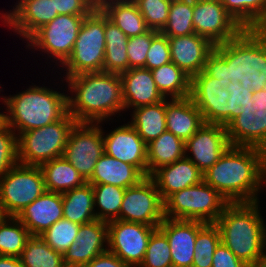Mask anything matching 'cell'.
Instances as JSON below:
<instances>
[{
    "mask_svg": "<svg viewBox=\"0 0 266 267\" xmlns=\"http://www.w3.org/2000/svg\"><path fill=\"white\" fill-rule=\"evenodd\" d=\"M47 86H29L27 90L1 100L6 111L1 119L17 134L38 129L61 120L68 113V93Z\"/></svg>",
    "mask_w": 266,
    "mask_h": 267,
    "instance_id": "obj_5",
    "label": "cell"
},
{
    "mask_svg": "<svg viewBox=\"0 0 266 267\" xmlns=\"http://www.w3.org/2000/svg\"><path fill=\"white\" fill-rule=\"evenodd\" d=\"M146 176L135 166L103 154L95 165L90 184H110L124 189L139 184Z\"/></svg>",
    "mask_w": 266,
    "mask_h": 267,
    "instance_id": "obj_27",
    "label": "cell"
},
{
    "mask_svg": "<svg viewBox=\"0 0 266 267\" xmlns=\"http://www.w3.org/2000/svg\"><path fill=\"white\" fill-rule=\"evenodd\" d=\"M129 123L141 139L149 144L157 139L166 128V98L156 104L134 108Z\"/></svg>",
    "mask_w": 266,
    "mask_h": 267,
    "instance_id": "obj_31",
    "label": "cell"
},
{
    "mask_svg": "<svg viewBox=\"0 0 266 267\" xmlns=\"http://www.w3.org/2000/svg\"><path fill=\"white\" fill-rule=\"evenodd\" d=\"M68 113L77 123H103L124 111L120 74L85 72L65 77Z\"/></svg>",
    "mask_w": 266,
    "mask_h": 267,
    "instance_id": "obj_3",
    "label": "cell"
},
{
    "mask_svg": "<svg viewBox=\"0 0 266 267\" xmlns=\"http://www.w3.org/2000/svg\"><path fill=\"white\" fill-rule=\"evenodd\" d=\"M161 33L167 37L195 33L193 27V0H172L167 24Z\"/></svg>",
    "mask_w": 266,
    "mask_h": 267,
    "instance_id": "obj_39",
    "label": "cell"
},
{
    "mask_svg": "<svg viewBox=\"0 0 266 267\" xmlns=\"http://www.w3.org/2000/svg\"><path fill=\"white\" fill-rule=\"evenodd\" d=\"M17 218L32 236H40L51 225L63 218L62 194L46 190L27 205Z\"/></svg>",
    "mask_w": 266,
    "mask_h": 267,
    "instance_id": "obj_24",
    "label": "cell"
},
{
    "mask_svg": "<svg viewBox=\"0 0 266 267\" xmlns=\"http://www.w3.org/2000/svg\"><path fill=\"white\" fill-rule=\"evenodd\" d=\"M228 204L226 198L202 181L171 194L164 201V216L215 223Z\"/></svg>",
    "mask_w": 266,
    "mask_h": 267,
    "instance_id": "obj_8",
    "label": "cell"
},
{
    "mask_svg": "<svg viewBox=\"0 0 266 267\" xmlns=\"http://www.w3.org/2000/svg\"><path fill=\"white\" fill-rule=\"evenodd\" d=\"M63 218L79 225L97 220L92 185H84L62 194Z\"/></svg>",
    "mask_w": 266,
    "mask_h": 267,
    "instance_id": "obj_30",
    "label": "cell"
},
{
    "mask_svg": "<svg viewBox=\"0 0 266 267\" xmlns=\"http://www.w3.org/2000/svg\"><path fill=\"white\" fill-rule=\"evenodd\" d=\"M102 135L105 154L137 167L148 177L147 144L129 121L106 135L102 129Z\"/></svg>",
    "mask_w": 266,
    "mask_h": 267,
    "instance_id": "obj_18",
    "label": "cell"
},
{
    "mask_svg": "<svg viewBox=\"0 0 266 267\" xmlns=\"http://www.w3.org/2000/svg\"><path fill=\"white\" fill-rule=\"evenodd\" d=\"M203 181L229 203L259 201V192L266 186V151L256 147L230 146L203 173Z\"/></svg>",
    "mask_w": 266,
    "mask_h": 267,
    "instance_id": "obj_2",
    "label": "cell"
},
{
    "mask_svg": "<svg viewBox=\"0 0 266 267\" xmlns=\"http://www.w3.org/2000/svg\"><path fill=\"white\" fill-rule=\"evenodd\" d=\"M230 146L226 127L204 123L185 142V157L190 159L202 173H205Z\"/></svg>",
    "mask_w": 266,
    "mask_h": 267,
    "instance_id": "obj_17",
    "label": "cell"
},
{
    "mask_svg": "<svg viewBox=\"0 0 266 267\" xmlns=\"http://www.w3.org/2000/svg\"><path fill=\"white\" fill-rule=\"evenodd\" d=\"M106 251H108V222L97 219L80 225L78 237L63 254L64 264L66 267H84Z\"/></svg>",
    "mask_w": 266,
    "mask_h": 267,
    "instance_id": "obj_20",
    "label": "cell"
},
{
    "mask_svg": "<svg viewBox=\"0 0 266 267\" xmlns=\"http://www.w3.org/2000/svg\"><path fill=\"white\" fill-rule=\"evenodd\" d=\"M76 123L67 113L52 124L21 133L17 137L19 164L40 166L63 156L69 133Z\"/></svg>",
    "mask_w": 266,
    "mask_h": 267,
    "instance_id": "obj_7",
    "label": "cell"
},
{
    "mask_svg": "<svg viewBox=\"0 0 266 267\" xmlns=\"http://www.w3.org/2000/svg\"><path fill=\"white\" fill-rule=\"evenodd\" d=\"M165 201L171 194L203 181V173L187 157L155 170L149 176Z\"/></svg>",
    "mask_w": 266,
    "mask_h": 267,
    "instance_id": "obj_25",
    "label": "cell"
},
{
    "mask_svg": "<svg viewBox=\"0 0 266 267\" xmlns=\"http://www.w3.org/2000/svg\"><path fill=\"white\" fill-rule=\"evenodd\" d=\"M86 16L88 15H57L27 40V47L41 50L48 58H54L52 62L56 60L55 64L62 66L72 54Z\"/></svg>",
    "mask_w": 266,
    "mask_h": 267,
    "instance_id": "obj_10",
    "label": "cell"
},
{
    "mask_svg": "<svg viewBox=\"0 0 266 267\" xmlns=\"http://www.w3.org/2000/svg\"><path fill=\"white\" fill-rule=\"evenodd\" d=\"M46 191L39 166L17 164L0 178V201L6 216L21 211Z\"/></svg>",
    "mask_w": 266,
    "mask_h": 267,
    "instance_id": "obj_9",
    "label": "cell"
},
{
    "mask_svg": "<svg viewBox=\"0 0 266 267\" xmlns=\"http://www.w3.org/2000/svg\"><path fill=\"white\" fill-rule=\"evenodd\" d=\"M150 30L161 32L167 24L172 0H134Z\"/></svg>",
    "mask_w": 266,
    "mask_h": 267,
    "instance_id": "obj_43",
    "label": "cell"
},
{
    "mask_svg": "<svg viewBox=\"0 0 266 267\" xmlns=\"http://www.w3.org/2000/svg\"><path fill=\"white\" fill-rule=\"evenodd\" d=\"M120 79L124 111L156 104L165 99L156 87L151 70L147 68H130L120 74Z\"/></svg>",
    "mask_w": 266,
    "mask_h": 267,
    "instance_id": "obj_23",
    "label": "cell"
},
{
    "mask_svg": "<svg viewBox=\"0 0 266 267\" xmlns=\"http://www.w3.org/2000/svg\"><path fill=\"white\" fill-rule=\"evenodd\" d=\"M105 57L103 72L121 74L128 70V37L105 15Z\"/></svg>",
    "mask_w": 266,
    "mask_h": 267,
    "instance_id": "obj_33",
    "label": "cell"
},
{
    "mask_svg": "<svg viewBox=\"0 0 266 267\" xmlns=\"http://www.w3.org/2000/svg\"><path fill=\"white\" fill-rule=\"evenodd\" d=\"M158 227L119 219L108 222V251L129 267L142 263L151 234Z\"/></svg>",
    "mask_w": 266,
    "mask_h": 267,
    "instance_id": "obj_13",
    "label": "cell"
},
{
    "mask_svg": "<svg viewBox=\"0 0 266 267\" xmlns=\"http://www.w3.org/2000/svg\"><path fill=\"white\" fill-rule=\"evenodd\" d=\"M0 267H23L19 257L0 256Z\"/></svg>",
    "mask_w": 266,
    "mask_h": 267,
    "instance_id": "obj_51",
    "label": "cell"
},
{
    "mask_svg": "<svg viewBox=\"0 0 266 267\" xmlns=\"http://www.w3.org/2000/svg\"><path fill=\"white\" fill-rule=\"evenodd\" d=\"M54 5L58 15H89L98 0H54Z\"/></svg>",
    "mask_w": 266,
    "mask_h": 267,
    "instance_id": "obj_48",
    "label": "cell"
},
{
    "mask_svg": "<svg viewBox=\"0 0 266 267\" xmlns=\"http://www.w3.org/2000/svg\"><path fill=\"white\" fill-rule=\"evenodd\" d=\"M47 191L65 193L84 185L87 181L63 156L41 164Z\"/></svg>",
    "mask_w": 266,
    "mask_h": 267,
    "instance_id": "obj_29",
    "label": "cell"
},
{
    "mask_svg": "<svg viewBox=\"0 0 266 267\" xmlns=\"http://www.w3.org/2000/svg\"><path fill=\"white\" fill-rule=\"evenodd\" d=\"M212 267H249L243 261L239 260L234 253L222 242L216 247Z\"/></svg>",
    "mask_w": 266,
    "mask_h": 267,
    "instance_id": "obj_49",
    "label": "cell"
},
{
    "mask_svg": "<svg viewBox=\"0 0 266 267\" xmlns=\"http://www.w3.org/2000/svg\"><path fill=\"white\" fill-rule=\"evenodd\" d=\"M243 29H266V0H220Z\"/></svg>",
    "mask_w": 266,
    "mask_h": 267,
    "instance_id": "obj_35",
    "label": "cell"
},
{
    "mask_svg": "<svg viewBox=\"0 0 266 267\" xmlns=\"http://www.w3.org/2000/svg\"><path fill=\"white\" fill-rule=\"evenodd\" d=\"M151 72L164 98L182 99L191 95V78L173 62L154 68Z\"/></svg>",
    "mask_w": 266,
    "mask_h": 267,
    "instance_id": "obj_34",
    "label": "cell"
},
{
    "mask_svg": "<svg viewBox=\"0 0 266 267\" xmlns=\"http://www.w3.org/2000/svg\"><path fill=\"white\" fill-rule=\"evenodd\" d=\"M205 224L198 220L163 219L158 228L169 241L173 267H192L196 236Z\"/></svg>",
    "mask_w": 266,
    "mask_h": 267,
    "instance_id": "obj_21",
    "label": "cell"
},
{
    "mask_svg": "<svg viewBox=\"0 0 266 267\" xmlns=\"http://www.w3.org/2000/svg\"><path fill=\"white\" fill-rule=\"evenodd\" d=\"M204 71L225 88L240 82L251 91L266 90V29H244L236 38L215 45Z\"/></svg>",
    "mask_w": 266,
    "mask_h": 267,
    "instance_id": "obj_1",
    "label": "cell"
},
{
    "mask_svg": "<svg viewBox=\"0 0 266 267\" xmlns=\"http://www.w3.org/2000/svg\"><path fill=\"white\" fill-rule=\"evenodd\" d=\"M158 31L148 30L147 32L128 38V70L130 68H145L147 53L151 46L152 39Z\"/></svg>",
    "mask_w": 266,
    "mask_h": 267,
    "instance_id": "obj_45",
    "label": "cell"
},
{
    "mask_svg": "<svg viewBox=\"0 0 266 267\" xmlns=\"http://www.w3.org/2000/svg\"><path fill=\"white\" fill-rule=\"evenodd\" d=\"M18 163L17 133L0 119V178Z\"/></svg>",
    "mask_w": 266,
    "mask_h": 267,
    "instance_id": "obj_44",
    "label": "cell"
},
{
    "mask_svg": "<svg viewBox=\"0 0 266 267\" xmlns=\"http://www.w3.org/2000/svg\"><path fill=\"white\" fill-rule=\"evenodd\" d=\"M171 62L168 37L159 32L151 42L147 53L145 68L152 70Z\"/></svg>",
    "mask_w": 266,
    "mask_h": 267,
    "instance_id": "obj_47",
    "label": "cell"
},
{
    "mask_svg": "<svg viewBox=\"0 0 266 267\" xmlns=\"http://www.w3.org/2000/svg\"><path fill=\"white\" fill-rule=\"evenodd\" d=\"M6 217V214L4 213V210L2 208V204L0 201V221Z\"/></svg>",
    "mask_w": 266,
    "mask_h": 267,
    "instance_id": "obj_52",
    "label": "cell"
},
{
    "mask_svg": "<svg viewBox=\"0 0 266 267\" xmlns=\"http://www.w3.org/2000/svg\"><path fill=\"white\" fill-rule=\"evenodd\" d=\"M164 218V201L149 176L125 189L119 220L158 227Z\"/></svg>",
    "mask_w": 266,
    "mask_h": 267,
    "instance_id": "obj_12",
    "label": "cell"
},
{
    "mask_svg": "<svg viewBox=\"0 0 266 267\" xmlns=\"http://www.w3.org/2000/svg\"><path fill=\"white\" fill-rule=\"evenodd\" d=\"M13 10L0 13L4 24L27 40L57 15L54 0H18Z\"/></svg>",
    "mask_w": 266,
    "mask_h": 267,
    "instance_id": "obj_19",
    "label": "cell"
},
{
    "mask_svg": "<svg viewBox=\"0 0 266 267\" xmlns=\"http://www.w3.org/2000/svg\"><path fill=\"white\" fill-rule=\"evenodd\" d=\"M80 225L62 218L51 225L40 237L55 251L64 254L78 237Z\"/></svg>",
    "mask_w": 266,
    "mask_h": 267,
    "instance_id": "obj_41",
    "label": "cell"
},
{
    "mask_svg": "<svg viewBox=\"0 0 266 267\" xmlns=\"http://www.w3.org/2000/svg\"><path fill=\"white\" fill-rule=\"evenodd\" d=\"M19 259L23 267H66L63 255L52 249L40 236H30Z\"/></svg>",
    "mask_w": 266,
    "mask_h": 267,
    "instance_id": "obj_36",
    "label": "cell"
},
{
    "mask_svg": "<svg viewBox=\"0 0 266 267\" xmlns=\"http://www.w3.org/2000/svg\"><path fill=\"white\" fill-rule=\"evenodd\" d=\"M168 41L171 62L191 79L204 70L207 57L215 49V45L211 41L196 33L168 37Z\"/></svg>",
    "mask_w": 266,
    "mask_h": 267,
    "instance_id": "obj_22",
    "label": "cell"
},
{
    "mask_svg": "<svg viewBox=\"0 0 266 267\" xmlns=\"http://www.w3.org/2000/svg\"><path fill=\"white\" fill-rule=\"evenodd\" d=\"M255 267H266V259H264L263 261H261L257 266Z\"/></svg>",
    "mask_w": 266,
    "mask_h": 267,
    "instance_id": "obj_53",
    "label": "cell"
},
{
    "mask_svg": "<svg viewBox=\"0 0 266 267\" xmlns=\"http://www.w3.org/2000/svg\"><path fill=\"white\" fill-rule=\"evenodd\" d=\"M98 7L128 38L149 30L134 0H98Z\"/></svg>",
    "mask_w": 266,
    "mask_h": 267,
    "instance_id": "obj_28",
    "label": "cell"
},
{
    "mask_svg": "<svg viewBox=\"0 0 266 267\" xmlns=\"http://www.w3.org/2000/svg\"><path fill=\"white\" fill-rule=\"evenodd\" d=\"M105 14L97 6L83 20L71 56L61 66L65 77L102 72L105 57Z\"/></svg>",
    "mask_w": 266,
    "mask_h": 267,
    "instance_id": "obj_6",
    "label": "cell"
},
{
    "mask_svg": "<svg viewBox=\"0 0 266 267\" xmlns=\"http://www.w3.org/2000/svg\"><path fill=\"white\" fill-rule=\"evenodd\" d=\"M203 124L202 114L190 96L182 99L166 98L167 131L186 142Z\"/></svg>",
    "mask_w": 266,
    "mask_h": 267,
    "instance_id": "obj_26",
    "label": "cell"
},
{
    "mask_svg": "<svg viewBox=\"0 0 266 267\" xmlns=\"http://www.w3.org/2000/svg\"><path fill=\"white\" fill-rule=\"evenodd\" d=\"M139 267H173L169 241L159 228L151 234L144 259Z\"/></svg>",
    "mask_w": 266,
    "mask_h": 267,
    "instance_id": "obj_42",
    "label": "cell"
},
{
    "mask_svg": "<svg viewBox=\"0 0 266 267\" xmlns=\"http://www.w3.org/2000/svg\"><path fill=\"white\" fill-rule=\"evenodd\" d=\"M185 157V142L169 131L147 144L148 176L162 166Z\"/></svg>",
    "mask_w": 266,
    "mask_h": 267,
    "instance_id": "obj_32",
    "label": "cell"
},
{
    "mask_svg": "<svg viewBox=\"0 0 266 267\" xmlns=\"http://www.w3.org/2000/svg\"><path fill=\"white\" fill-rule=\"evenodd\" d=\"M84 267H129L125 262H123L115 254L106 251L92 259Z\"/></svg>",
    "mask_w": 266,
    "mask_h": 267,
    "instance_id": "obj_50",
    "label": "cell"
},
{
    "mask_svg": "<svg viewBox=\"0 0 266 267\" xmlns=\"http://www.w3.org/2000/svg\"><path fill=\"white\" fill-rule=\"evenodd\" d=\"M30 236L17 217L6 216L0 221V256L19 257Z\"/></svg>",
    "mask_w": 266,
    "mask_h": 267,
    "instance_id": "obj_38",
    "label": "cell"
},
{
    "mask_svg": "<svg viewBox=\"0 0 266 267\" xmlns=\"http://www.w3.org/2000/svg\"><path fill=\"white\" fill-rule=\"evenodd\" d=\"M94 192L96 218L110 222L119 219L125 189L110 184H91Z\"/></svg>",
    "mask_w": 266,
    "mask_h": 267,
    "instance_id": "obj_37",
    "label": "cell"
},
{
    "mask_svg": "<svg viewBox=\"0 0 266 267\" xmlns=\"http://www.w3.org/2000/svg\"><path fill=\"white\" fill-rule=\"evenodd\" d=\"M193 27L214 45L232 40L244 30L220 0H193Z\"/></svg>",
    "mask_w": 266,
    "mask_h": 267,
    "instance_id": "obj_14",
    "label": "cell"
},
{
    "mask_svg": "<svg viewBox=\"0 0 266 267\" xmlns=\"http://www.w3.org/2000/svg\"><path fill=\"white\" fill-rule=\"evenodd\" d=\"M230 93L225 83L209 76L204 70L191 79V95L204 123L227 126V100Z\"/></svg>",
    "mask_w": 266,
    "mask_h": 267,
    "instance_id": "obj_16",
    "label": "cell"
},
{
    "mask_svg": "<svg viewBox=\"0 0 266 267\" xmlns=\"http://www.w3.org/2000/svg\"><path fill=\"white\" fill-rule=\"evenodd\" d=\"M220 242L218 226L215 223H206L196 236L192 267H212L213 255Z\"/></svg>",
    "mask_w": 266,
    "mask_h": 267,
    "instance_id": "obj_40",
    "label": "cell"
},
{
    "mask_svg": "<svg viewBox=\"0 0 266 267\" xmlns=\"http://www.w3.org/2000/svg\"><path fill=\"white\" fill-rule=\"evenodd\" d=\"M229 93L227 100V125L238 115L243 113L247 108L253 105L251 101L253 91L243 88L240 82L231 83L226 88Z\"/></svg>",
    "mask_w": 266,
    "mask_h": 267,
    "instance_id": "obj_46",
    "label": "cell"
},
{
    "mask_svg": "<svg viewBox=\"0 0 266 267\" xmlns=\"http://www.w3.org/2000/svg\"><path fill=\"white\" fill-rule=\"evenodd\" d=\"M253 105L227 126L231 146L256 147L266 151V90L253 91Z\"/></svg>",
    "mask_w": 266,
    "mask_h": 267,
    "instance_id": "obj_15",
    "label": "cell"
},
{
    "mask_svg": "<svg viewBox=\"0 0 266 267\" xmlns=\"http://www.w3.org/2000/svg\"><path fill=\"white\" fill-rule=\"evenodd\" d=\"M259 202L229 203L215 222L221 242L249 267L266 259V225Z\"/></svg>",
    "mask_w": 266,
    "mask_h": 267,
    "instance_id": "obj_4",
    "label": "cell"
},
{
    "mask_svg": "<svg viewBox=\"0 0 266 267\" xmlns=\"http://www.w3.org/2000/svg\"><path fill=\"white\" fill-rule=\"evenodd\" d=\"M100 123H76L69 133L63 157L88 181L104 154Z\"/></svg>",
    "mask_w": 266,
    "mask_h": 267,
    "instance_id": "obj_11",
    "label": "cell"
}]
</instances>
